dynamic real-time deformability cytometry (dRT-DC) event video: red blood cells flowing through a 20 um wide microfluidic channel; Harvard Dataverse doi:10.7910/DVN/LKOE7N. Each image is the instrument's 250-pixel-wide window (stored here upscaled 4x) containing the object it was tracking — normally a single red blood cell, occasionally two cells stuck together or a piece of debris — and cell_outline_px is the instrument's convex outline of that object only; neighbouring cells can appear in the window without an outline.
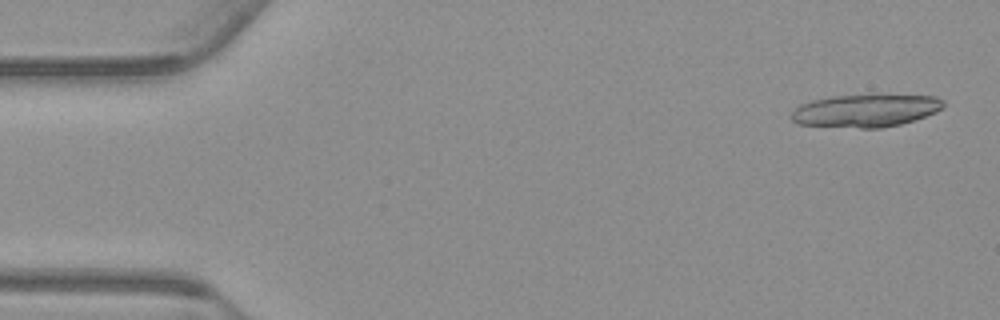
{"species": "common noctule bat (a hibernating species)", "species_latin": "Nyctalus noctula", "temperature_condition": "warm", "stored_images_in_passage": 20, "camera_frame_rate_fps": 3000, "um_per_image_px": 0.085, "animal": {"sex": "male", "body_mass_g": 23.1, "forearm_length_mm": 52.7}, "frame": {"image": 1, "passage_image": 2, "time_ms": 0.333, "image_size_px": [1000, 320], "cell_outline_px": [[944, 104], [936, 112], [900, 124], [880, 128], [860, 128], [800, 124], [792, 120], [788, 116], [800, 104], [812, 100], [832, 96], [936, 96], [944, 100]], "centroid_in_image_um": [73.53, 9.41], "position_along_channel_um": 11.5, "area_um2": 28.38}}